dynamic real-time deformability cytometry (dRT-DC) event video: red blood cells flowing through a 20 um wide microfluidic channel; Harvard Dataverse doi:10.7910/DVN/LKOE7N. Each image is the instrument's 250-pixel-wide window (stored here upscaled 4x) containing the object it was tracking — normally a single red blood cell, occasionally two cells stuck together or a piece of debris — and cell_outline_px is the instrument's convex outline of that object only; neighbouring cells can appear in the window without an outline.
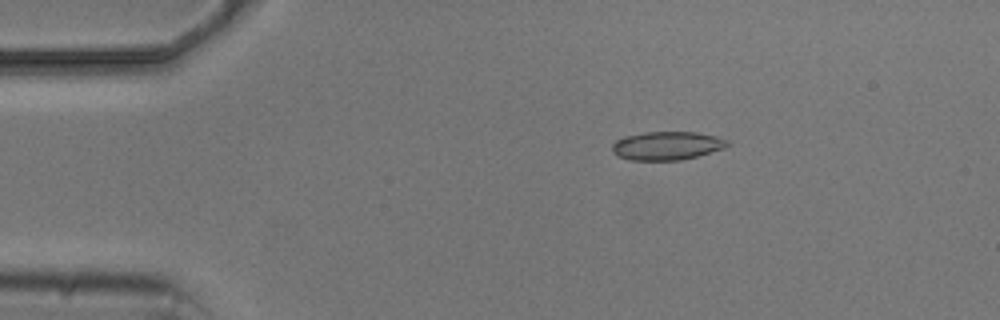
{"species": "common noctule bat (a hibernating species)", "species_latin": "Nyctalus noctula", "temperature_condition": "cold", "stored_images_in_passage": 9, "camera_frame_rate_fps": 3000, "um_per_image_px": 0.085, "animal": {"sex": "male", "body_mass_g": 20.5, "forearm_length_mm": 52.5}, "frame": {"image": 1, "passage_image": 2, "time_ms": 1.333, "image_size_px": [1000, 320], "cell_outline_px": [[732, 144], [724, 148], [696, 156], [680, 160], [628, 160], [612, 152], [612, 144], [616, 140], [624, 136], [644, 132], [696, 132], [716, 136], [732, 140]], "centroid_in_image_um": [56.72, 12.37], "position_along_channel_um": 28.3, "area_um2": 19.25}}